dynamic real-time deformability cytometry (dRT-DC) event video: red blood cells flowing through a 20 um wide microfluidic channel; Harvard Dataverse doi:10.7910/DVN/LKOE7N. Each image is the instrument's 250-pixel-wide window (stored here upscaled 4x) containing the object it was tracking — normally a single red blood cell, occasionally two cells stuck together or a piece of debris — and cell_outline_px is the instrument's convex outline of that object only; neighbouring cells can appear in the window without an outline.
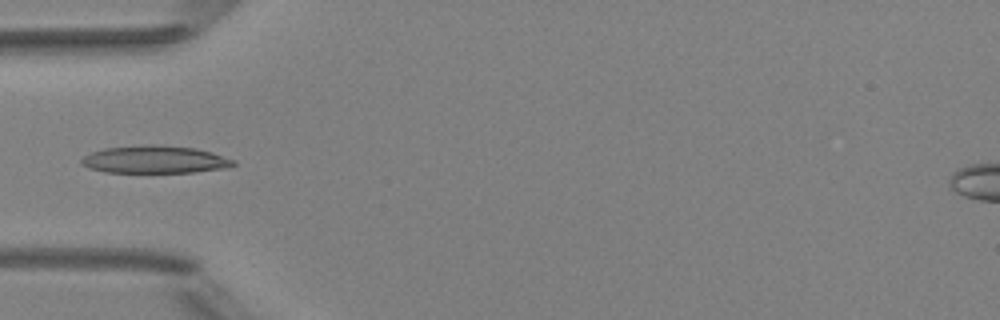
{"species": "Egyptian fruit bat (a non-hibernating species)", "species_latin": "Rousettus aegyptiacus", "temperature_condition": "room temperature", "stored_images_in_passage": 6, "camera_frame_rate_fps": 3000, "um_per_image_px": 0.085, "animal": {"sex": "female"}, "frame": {"image": 1, "passage_image": 5, "time_ms": 4.667, "image_size_px": [1000, 320], "cell_outline_px": [[236, 164], [228, 168], [192, 172], [104, 172], [88, 168], [80, 164], [80, 160], [84, 156], [92, 152], [104, 148], [152, 144], [196, 148], [212, 152], [236, 160]], "centroid_in_image_um": [13.18, 13.56], "position_along_channel_um": 71.8, "area_um2": 24.51}}
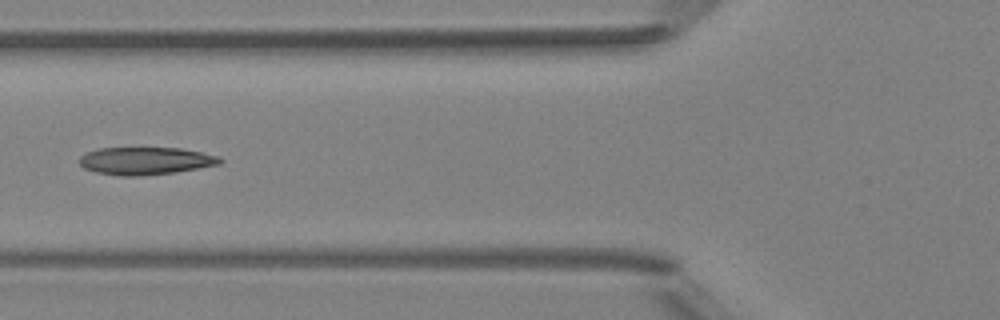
{"frame": {"image": 2, "passage_image": 6, "time_ms": 5.667, "image_size_px": [1000, 320], "cell_outline_px": [[224, 160], [220, 164], [176, 172], [140, 176], [120, 176], [96, 172], [84, 168], [80, 164], [80, 156], [88, 152], [100, 148], [180, 148], [220, 156]], "centroid_in_image_um": [12.39, 13.68], "position_along_channel_um": 113.4, "area_um2": 22.54}}